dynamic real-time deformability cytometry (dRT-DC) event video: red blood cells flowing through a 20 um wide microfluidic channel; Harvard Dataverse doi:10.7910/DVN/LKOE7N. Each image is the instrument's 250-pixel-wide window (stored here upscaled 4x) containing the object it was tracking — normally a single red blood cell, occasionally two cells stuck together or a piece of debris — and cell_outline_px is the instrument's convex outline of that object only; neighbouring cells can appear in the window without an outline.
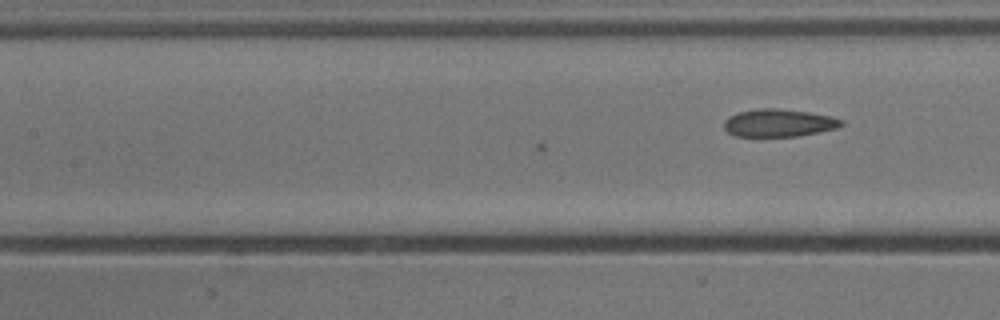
{"species": "common noctule bat (a hibernating species)", "species_latin": "Nyctalus noctula", "temperature_condition": "cold", "stored_images_in_passage": 9, "camera_frame_rate_fps": 3000, "um_per_image_px": 0.085, "animal": {"sex": "male", "body_mass_g": 13.3}, "frame": {"image": 1, "passage_image": 9, "time_ms": 2.667, "image_size_px": [1000, 320], "cell_outline_px": [[844, 124], [836, 128], [800, 136], [736, 136], [728, 132], [724, 128], [724, 120], [728, 116], [740, 112], [760, 108], [780, 108], [808, 112], [832, 116], [844, 120]], "centroid_in_image_um": [66.21, 10.44], "position_along_channel_um": 141.2, "area_um2": 18.96}}